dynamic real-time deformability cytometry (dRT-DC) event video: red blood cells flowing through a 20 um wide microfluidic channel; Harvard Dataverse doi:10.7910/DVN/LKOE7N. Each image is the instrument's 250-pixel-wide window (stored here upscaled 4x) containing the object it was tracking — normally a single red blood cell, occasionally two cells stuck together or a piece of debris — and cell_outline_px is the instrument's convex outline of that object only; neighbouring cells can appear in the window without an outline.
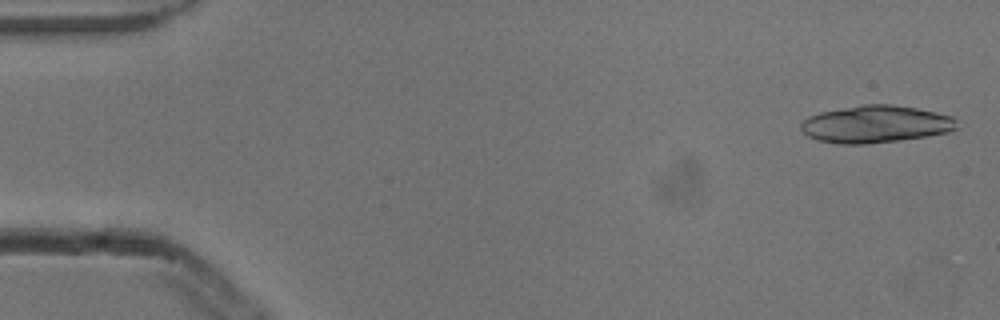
{"species": "common noctule bat (a hibernating species)", "species_latin": "Nyctalus noctula", "temperature_condition": "cold", "stored_images_in_passage": 6, "camera_frame_rate_fps": 3000, "um_per_image_px": 0.085, "animal": {"sex": "male", "body_mass_g": 13.3}, "frame": {"image": 1, "passage_image": 1, "time_ms": 0.0, "image_size_px": [1000, 320], "cell_outline_px": [[956, 128], [948, 132], [928, 136], [900, 140], [864, 144], [840, 144], [816, 140], [808, 136], [800, 128], [800, 124], [808, 116], [820, 112], [864, 104], [892, 104], [916, 108], [956, 116]], "centroid_in_image_um": [74.44, 10.55], "position_along_channel_um": 10.6, "area_um2": 33.99}}
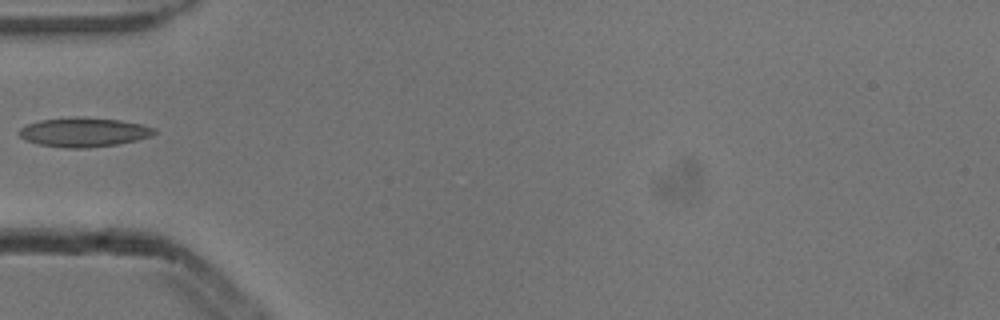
{"frame": {"image": 2, "passage_image": 5, "time_ms": 1.333, "image_size_px": [1000, 320], "cell_outline_px": [[156, 132], [152, 136], [136, 140], [116, 144], [88, 148], [64, 148], [40, 144], [28, 140], [20, 136], [16, 132], [20, 128], [28, 124], [40, 120], [76, 116], [80, 116], [120, 120], [140, 124], [156, 128]], "centroid_in_image_um": [7.13, 11.23], "position_along_channel_um": 77.9, "area_um2": 23.06}}
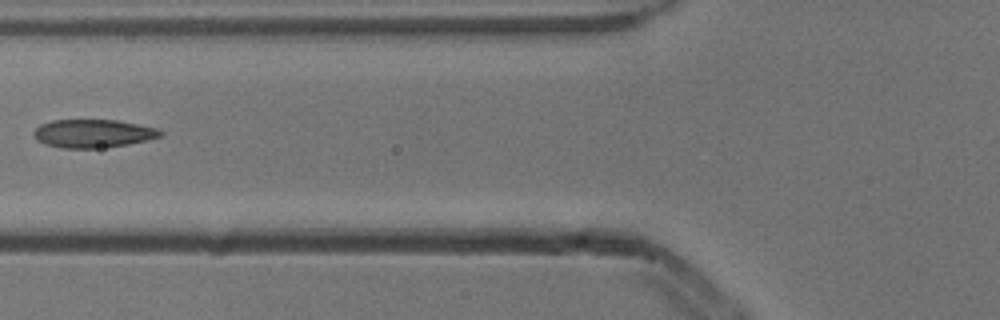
{"frame": {"image": 3, "passage_image": 6, "time_ms": 1.667, "image_size_px": [1000, 320], "cell_outline_px": [[164, 132], [160, 136], [148, 140], [128, 144], [100, 148], [64, 148], [44, 144], [36, 140], [32, 132], [40, 124], [52, 120], [116, 120], [156, 128]], "centroid_in_image_um": [7.87, 11.35], "position_along_channel_um": 117.9, "area_um2": 20.81}}